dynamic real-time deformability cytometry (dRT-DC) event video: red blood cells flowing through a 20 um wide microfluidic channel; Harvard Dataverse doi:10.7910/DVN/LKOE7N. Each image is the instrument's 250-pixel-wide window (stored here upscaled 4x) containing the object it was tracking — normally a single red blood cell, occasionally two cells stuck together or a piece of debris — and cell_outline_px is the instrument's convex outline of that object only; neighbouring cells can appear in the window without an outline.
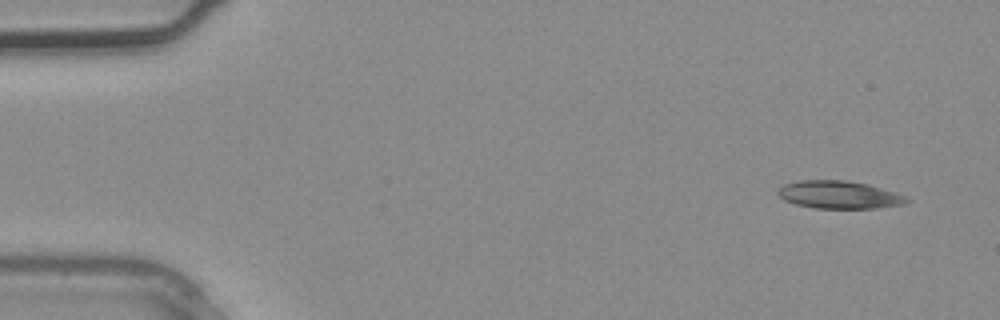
{"species": "common noctule bat (a hibernating species)", "species_latin": "Nyctalus noctula", "temperature_condition": "warm", "stored_images_in_passage": 3, "camera_frame_rate_fps": 3000, "um_per_image_px": 0.085, "animal": {"sex": "male", "body_mass_g": 20.4}, "frame": {"image": 1, "passage_image": 1, "time_ms": 0.0, "image_size_px": [1000, 320], "cell_outline_px": [[908, 200], [904, 204], [876, 208], [816, 208], [796, 204], [784, 200], [776, 192], [784, 184], [800, 180], [848, 180], [880, 188], [904, 196]], "centroid_in_image_um": [71.26, 16.55], "position_along_channel_um": 13.7, "area_um2": 20.4}}
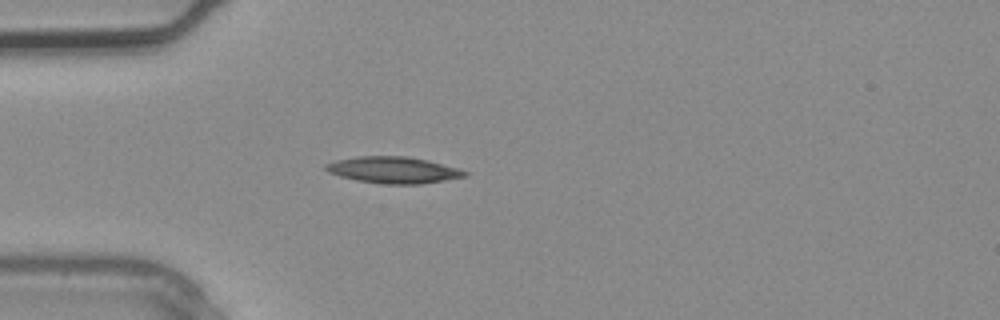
{"frame": {"image": 2, "passage_image": 3, "time_ms": 0.667, "image_size_px": [1000, 320], "cell_outline_px": [[468, 176], [420, 184], [384, 184], [356, 180], [340, 176], [328, 172], [324, 168], [324, 164], [336, 160], [356, 156], [408, 156], [428, 160], [460, 168], [468, 172]], "centroid_in_image_um": [33.44, 14.44], "position_along_channel_um": 51.6, "area_um2": 21.62}}